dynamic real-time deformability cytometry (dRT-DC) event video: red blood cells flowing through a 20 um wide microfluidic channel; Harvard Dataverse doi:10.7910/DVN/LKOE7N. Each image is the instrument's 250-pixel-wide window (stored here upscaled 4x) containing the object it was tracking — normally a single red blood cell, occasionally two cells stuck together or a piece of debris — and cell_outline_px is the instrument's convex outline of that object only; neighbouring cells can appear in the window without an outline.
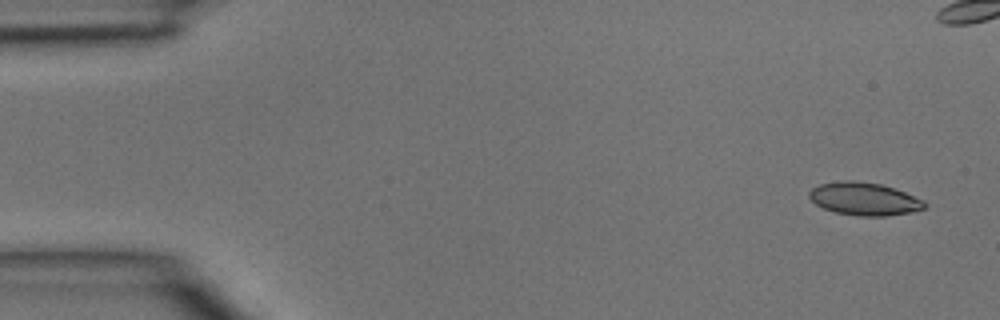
{"species": "common noctule bat (a hibernating species)", "species_latin": "Nyctalus noctula", "temperature_condition": "room temperature", "stored_images_in_passage": 5, "camera_frame_rate_fps": 3000, "um_per_image_px": 0.085, "animal": {"sex": "male", "body_mass_g": 15.6}, "frame": {"image": 1, "passage_image": 1, "time_ms": 0.0, "image_size_px": [1000, 320], "cell_outline_px": [[928, 204], [924, 208], [912, 212], [888, 216], [860, 216], [836, 212], [824, 208], [816, 204], [808, 196], [808, 192], [812, 188], [820, 184], [844, 180], [852, 180], [880, 184], [904, 192], [924, 200]], "centroid_in_image_um": [73.47, 16.91], "position_along_channel_um": 11.5, "area_um2": 21.96}}
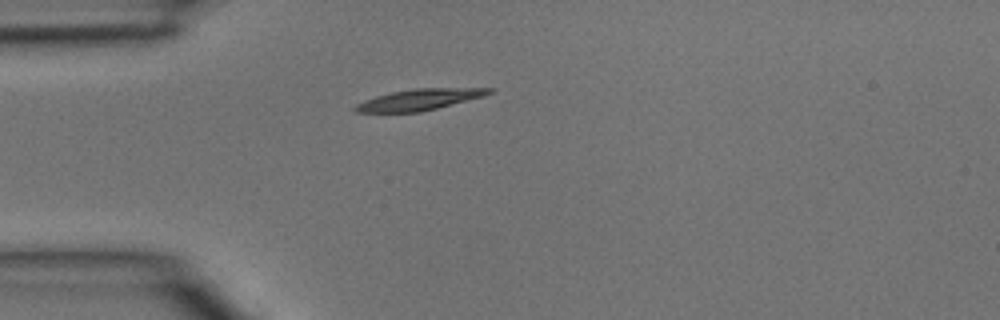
{"frame": {"image": 2, "passage_image": 5, "time_ms": 1.333, "image_size_px": [1000, 320], "cell_outline_px": [[496, 88], [492, 92], [484, 96], [420, 112], [356, 112], [352, 108], [356, 104], [364, 100], [376, 96], [392, 92], [416, 88]], "centroid_in_image_um": [35.63, 8.46], "position_along_channel_um": 49.4, "area_um2": 16.3}}